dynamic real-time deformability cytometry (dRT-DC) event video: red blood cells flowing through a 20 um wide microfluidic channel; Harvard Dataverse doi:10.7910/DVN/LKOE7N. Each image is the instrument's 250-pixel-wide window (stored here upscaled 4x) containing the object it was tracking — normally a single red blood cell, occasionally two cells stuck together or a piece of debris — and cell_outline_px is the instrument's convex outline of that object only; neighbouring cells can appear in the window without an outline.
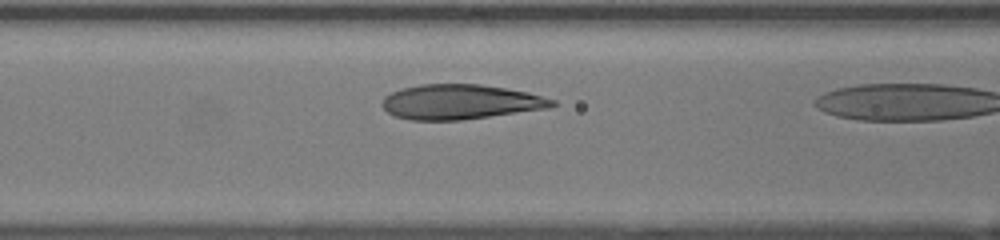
{"species": "human", "species_latin": "Homo sapiens", "temperature_condition": "room temperature", "stored_images_in_passage": 8, "camera_frame_rate_fps": 3000, "um_per_image_px": 0.085, "donor": {"sex": "female"}, "frame": {"image": 1, "passage_image": 7, "time_ms": 2.0, "image_size_px": [1000, 240], "cell_outline_px": [[556, 104], [548, 108], [460, 120], [408, 120], [396, 116], [388, 112], [380, 104], [384, 96], [392, 92], [404, 88], [420, 84], [480, 84], [528, 92], [556, 100]], "centroid_in_image_um": [39.11, 8.66], "position_along_channel_um": 127.5, "area_um2": 34.33}}